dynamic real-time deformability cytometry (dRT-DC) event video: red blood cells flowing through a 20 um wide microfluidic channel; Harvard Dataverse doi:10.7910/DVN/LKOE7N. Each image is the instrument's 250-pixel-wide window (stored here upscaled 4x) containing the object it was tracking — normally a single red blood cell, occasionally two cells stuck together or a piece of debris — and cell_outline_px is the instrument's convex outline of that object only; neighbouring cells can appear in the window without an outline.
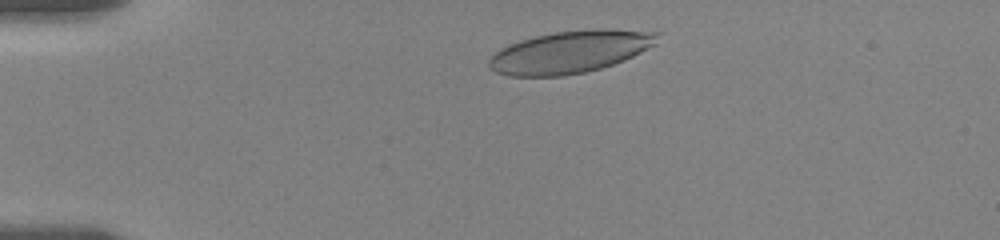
{"species": "human", "species_latin": "Homo sapiens", "temperature_condition": "room temperature", "stored_images_in_passage": 43, "camera_frame_rate_fps": 3000, "um_per_image_px": 0.085, "donor": {"sex": "female"}, "frame": {"image": 1, "passage_image": 5, "time_ms": 1.333, "image_size_px": [1000, 240], "cell_outline_px": [[660, 32], [656, 44], [624, 60], [600, 68], [584, 72], [560, 76], [508, 76], [496, 72], [488, 68], [488, 60], [500, 48], [520, 40], [536, 36], [556, 32], [596, 28], [608, 28]], "centroid_in_image_um": [48.46, 4.4], "position_along_channel_um": 36.5, "area_um2": 41.44}}
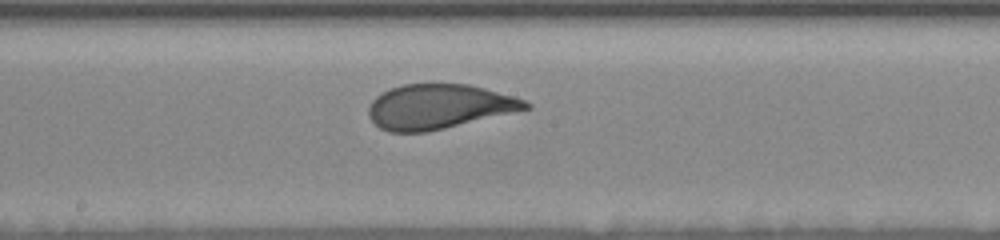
{"frame": {"image": 2, "passage_image": 24, "time_ms": 7.667, "image_size_px": [1000, 240], "cell_outline_px": [[532, 108], [428, 132], [388, 132], [380, 128], [368, 116], [368, 104], [376, 96], [392, 88], [404, 84], [468, 84], [516, 96], [532, 104]], "centroid_in_image_um": [37.31, 9.07], "position_along_channel_um": 210.9, "area_um2": 40.92}}
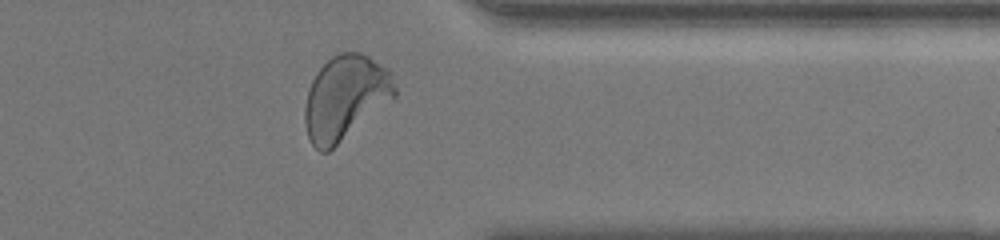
{"frame": {"image": 3, "passage_image": 39, "time_ms": 12.667, "image_size_px": [1000, 240], "cell_outline_px": [[396, 96], [328, 152], [320, 152], [312, 144], [308, 136], [304, 120], [304, 108], [308, 92], [312, 80], [316, 72], [332, 56], [340, 52], [360, 52], [368, 56], [388, 68], [392, 72], [396, 88]], "centroid_in_image_um": [29.36, 8.28], "position_along_channel_um": 382.0, "area_um2": 43.99}, "authors_computed_cell_mechanics": {"area_um2": 41.616, "velocity_mm_per_s": 3.5196, "shape_relaxation_time_tau1_ms": 5.1181, "shape_relaxation_time_tau2_ms": null, "deformation_change_tau1": 0.1969, "deformation_change_tau2": null}}